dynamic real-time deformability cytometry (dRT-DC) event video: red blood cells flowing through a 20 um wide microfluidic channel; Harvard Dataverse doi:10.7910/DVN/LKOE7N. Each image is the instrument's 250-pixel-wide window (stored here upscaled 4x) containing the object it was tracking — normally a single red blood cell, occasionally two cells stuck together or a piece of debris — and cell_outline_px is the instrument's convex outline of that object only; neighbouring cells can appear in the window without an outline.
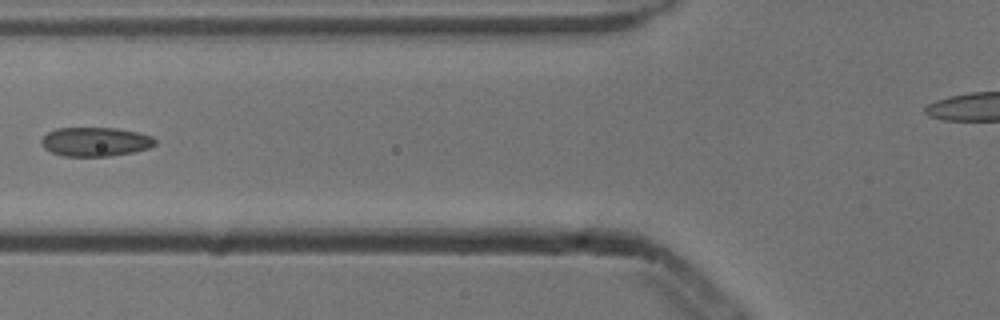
{"species": "common noctule bat (a hibernating species)", "species_latin": "Nyctalus noctula", "temperature_condition": "cold", "stored_images_in_passage": 3, "segment_of_instrument_passage": [1, 2], "camera_frame_rate_fps": 3000, "um_per_image_px": 0.085, "animal": {"sex": "male", "body_mass_g": 13.3}, "frame": {"image": 1, "passage_image": 2, "time_ms": 0.333, "image_size_px": [1000, 320], "cell_outline_px": [[156, 144], [148, 148], [132, 152], [108, 156], [64, 156], [52, 152], [44, 148], [40, 144], [40, 140], [48, 132], [56, 128], [116, 128], [136, 132], [152, 136], [156, 140]], "centroid_in_image_um": [8.08, 12.04], "position_along_channel_um": 117.7, "area_um2": 19.19}}